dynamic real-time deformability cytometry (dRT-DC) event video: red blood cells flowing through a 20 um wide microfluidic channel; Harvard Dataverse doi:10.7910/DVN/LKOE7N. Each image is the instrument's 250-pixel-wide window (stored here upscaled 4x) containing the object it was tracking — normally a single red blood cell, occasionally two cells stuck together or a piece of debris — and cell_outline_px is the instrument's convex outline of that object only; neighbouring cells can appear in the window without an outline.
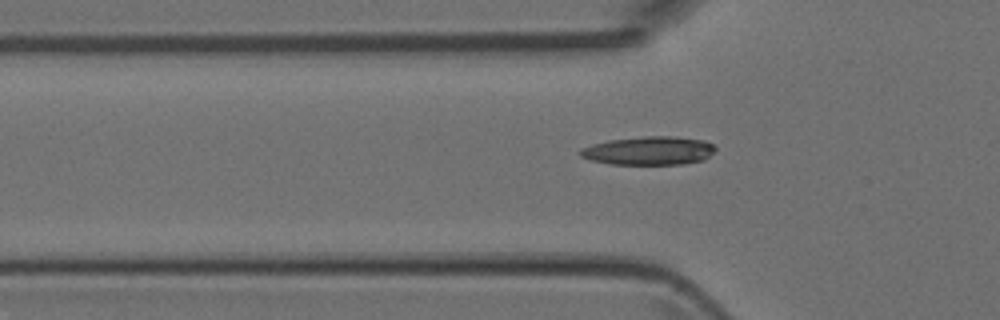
{"species": "Egyptian fruit bat (a non-hibernating species)", "species_latin": "Rousettus aegyptiacus", "temperature_condition": "room temperature", "stored_images_in_passage": 6, "camera_frame_rate_fps": 3000, "um_per_image_px": 0.085, "animal": {"sex": "female"}, "frame": {"image": 1, "passage_image": 4, "time_ms": 1.0, "image_size_px": [1000, 320], "cell_outline_px": [[716, 148], [704, 160], [684, 164], [608, 164], [592, 160], [580, 156], [576, 152], [580, 148], [592, 144], [608, 140], [644, 136], [672, 136], [704, 140], [712, 144]], "centroid_in_image_um": [55.11, 12.81], "position_along_channel_um": 70.7, "area_um2": 22.54}}